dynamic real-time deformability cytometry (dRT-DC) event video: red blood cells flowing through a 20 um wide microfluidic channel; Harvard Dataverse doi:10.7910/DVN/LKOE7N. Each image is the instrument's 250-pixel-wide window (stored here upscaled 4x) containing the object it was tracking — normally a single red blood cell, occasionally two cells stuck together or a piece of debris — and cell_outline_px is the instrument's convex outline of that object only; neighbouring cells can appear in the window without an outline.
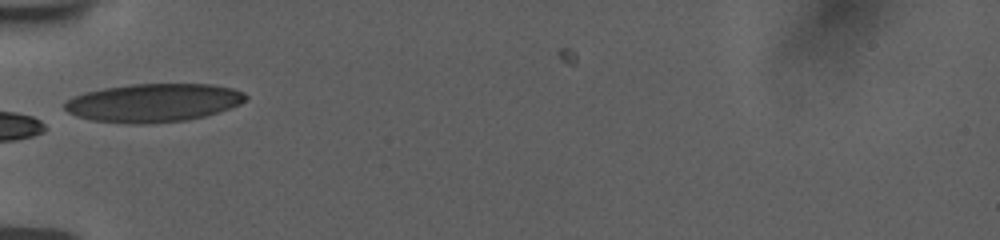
{"species": "human", "species_latin": "Homo sapiens", "temperature_condition": "room temperature", "stored_images_in_passage": 5, "camera_frame_rate_fps": 3000, "um_per_image_px": 0.085, "donor": {"sex": "female"}, "frame": {"image": 1, "passage_image": 1, "time_ms": 0.0, "image_size_px": [1000, 240], "cell_outline_px": [[248, 96], [240, 104], [204, 116], [188, 120], [140, 124], [132, 124], [92, 120], [76, 116], [68, 112], [64, 108], [64, 104], [72, 96], [84, 92], [104, 88], [132, 84], [212, 84], [232, 88], [244, 92]], "centroid_in_image_um": [13.02, 8.73], "position_along_channel_um": 72.0, "area_um2": 40.34}}